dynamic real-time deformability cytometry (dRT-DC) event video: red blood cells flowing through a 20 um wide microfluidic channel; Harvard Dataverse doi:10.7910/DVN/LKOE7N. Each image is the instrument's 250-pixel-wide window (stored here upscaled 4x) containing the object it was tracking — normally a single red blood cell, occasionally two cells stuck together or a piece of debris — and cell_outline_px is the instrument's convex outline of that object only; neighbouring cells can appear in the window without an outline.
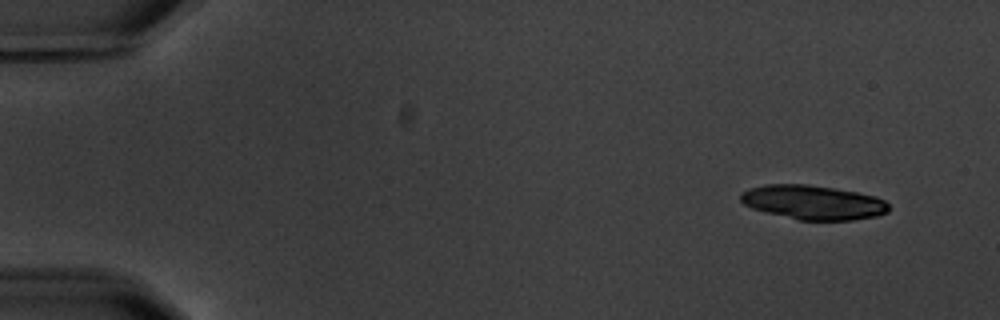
{"species": "common noctule bat (a hibernating species)", "species_latin": "Nyctalus noctula", "temperature_condition": "warm", "stored_images_in_passage": 6, "camera_frame_rate_fps": 3000, "um_per_image_px": 0.085, "animal": {"sex": "male", "body_mass_g": 20.1, "forearm_length_mm": 53.5}, "frame": {"image": 1, "passage_image": 1, "time_ms": 0.0, "image_size_px": [1000, 320], "cell_outline_px": [[888, 212], [876, 216], [852, 220], [800, 220], [752, 208], [744, 204], [740, 200], [740, 192], [764, 184], [808, 184], [856, 192], [876, 196], [884, 200], [888, 204]], "centroid_in_image_um": [69.12, 17.19], "position_along_channel_um": 15.9, "area_um2": 29.36}}